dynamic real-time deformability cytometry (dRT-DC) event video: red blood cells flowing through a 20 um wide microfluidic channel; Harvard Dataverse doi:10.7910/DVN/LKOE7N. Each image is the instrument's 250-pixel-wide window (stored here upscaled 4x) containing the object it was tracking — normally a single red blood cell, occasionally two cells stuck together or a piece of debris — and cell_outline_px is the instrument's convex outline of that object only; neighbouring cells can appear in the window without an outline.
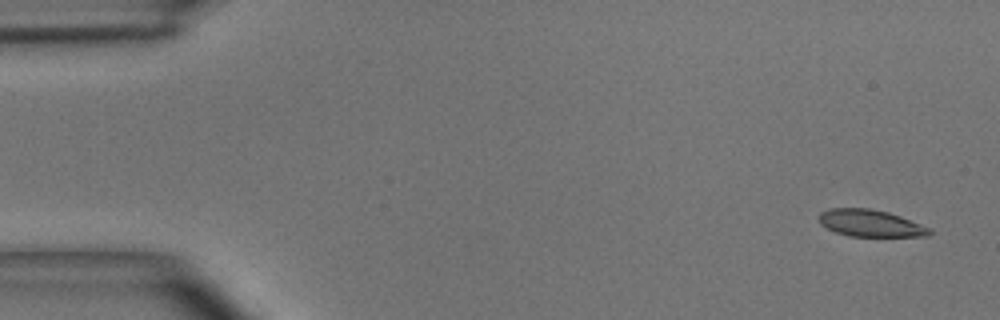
{"species": "common noctule bat (a hibernating species)", "species_latin": "Nyctalus noctula", "temperature_condition": "room temperature", "stored_images_in_passage": 49, "camera_frame_rate_fps": 3000, "um_per_image_px": 0.085, "animal": {"sex": "male", "body_mass_g": 15.6}, "frame": {"image": 1, "passage_image": 1, "time_ms": 0.0, "image_size_px": [1000, 320], "cell_outline_px": [[932, 232], [928, 236], [848, 236], [836, 232], [820, 224], [816, 216], [820, 212], [828, 208], [868, 208], [888, 212], [900, 216], [920, 224], [928, 228]], "centroid_in_image_um": [73.91, 18.96], "position_along_channel_um": 11.1, "area_um2": 17.34}}
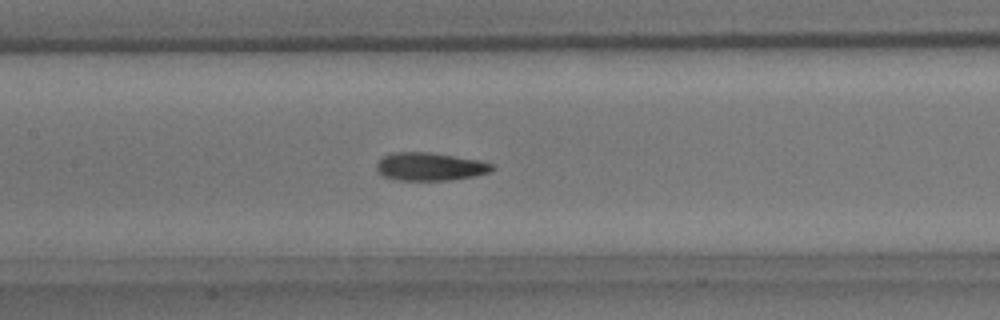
{"frame": {"image": 2, "passage_image": 22, "time_ms": 7.0, "image_size_px": [1000, 320], "cell_outline_px": [[496, 168], [492, 172], [476, 176], [452, 180], [396, 180], [384, 176], [376, 168], [376, 164], [384, 156], [392, 152], [428, 152], [476, 160], [492, 164]], "centroid_in_image_um": [36.57, 14.17], "position_along_channel_um": 170.8, "area_um2": 18.79}}
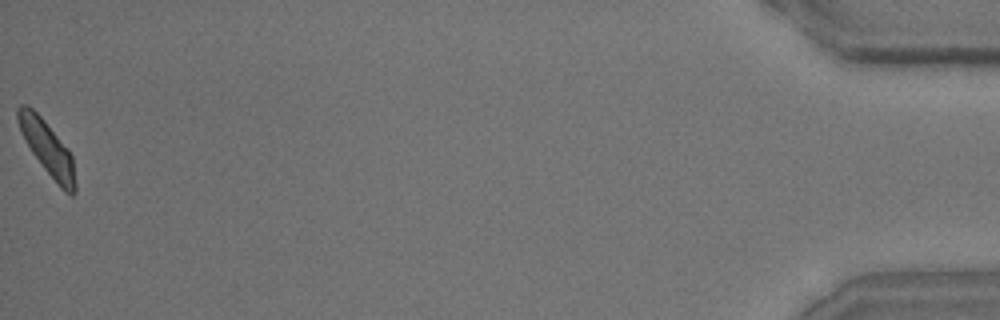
{"frame": {"image": 3, "passage_image": 49, "time_ms": 16.0, "image_size_px": [1000, 320], "cell_outline_px": [[76, 192], [72, 196], [64, 192], [60, 188], [44, 168], [32, 152], [24, 140], [16, 120], [16, 108], [20, 104], [28, 104], [44, 120], [68, 148], [72, 156], [76, 184]], "centroid_in_image_um": [4.01, 12.58], "position_along_channel_um": 431.2, "area_um2": 18.15}, "authors_computed_cell_mechanics": {"area_um2": 18.4382, "velocity_mm_per_s": 3.9737, "shape_relaxation_time_tau1_ms": 5.4043, "shape_relaxation_time_tau2_ms": 2.2453, "deformation_change_tau1": 0.1505, "deformation_change_tau2": 0.0982}}